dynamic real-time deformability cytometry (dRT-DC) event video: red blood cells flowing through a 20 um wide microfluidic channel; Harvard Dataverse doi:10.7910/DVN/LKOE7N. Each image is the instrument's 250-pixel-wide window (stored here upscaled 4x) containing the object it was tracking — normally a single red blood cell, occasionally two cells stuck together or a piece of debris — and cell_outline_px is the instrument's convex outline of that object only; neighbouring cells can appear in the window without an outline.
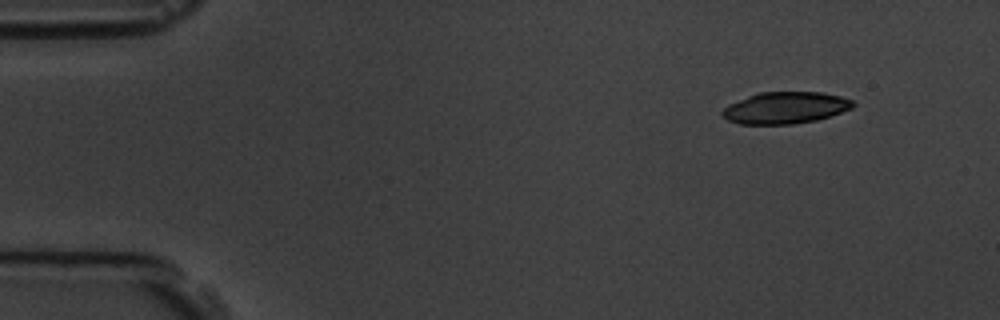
{"species": "common noctule bat (a hibernating species)", "species_latin": "Nyctalus noctula", "temperature_condition": "room temperature", "stored_images_in_passage": 3, "camera_frame_rate_fps": 3000, "um_per_image_px": 0.085, "animal": {"sex": "male", "body_mass_g": 19.5, "forearm_length_mm": 54.6}, "frame": {"image": 1, "passage_image": 1, "time_ms": 0.0, "image_size_px": [1000, 320], "cell_outline_px": [[856, 104], [852, 108], [816, 120], [792, 124], [740, 124], [728, 120], [720, 112], [728, 104], [748, 96], [760, 92], [820, 92], [840, 96], [852, 100]], "centroid_in_image_um": [66.74, 9.16], "position_along_channel_um": 18.3, "area_um2": 23.99}}